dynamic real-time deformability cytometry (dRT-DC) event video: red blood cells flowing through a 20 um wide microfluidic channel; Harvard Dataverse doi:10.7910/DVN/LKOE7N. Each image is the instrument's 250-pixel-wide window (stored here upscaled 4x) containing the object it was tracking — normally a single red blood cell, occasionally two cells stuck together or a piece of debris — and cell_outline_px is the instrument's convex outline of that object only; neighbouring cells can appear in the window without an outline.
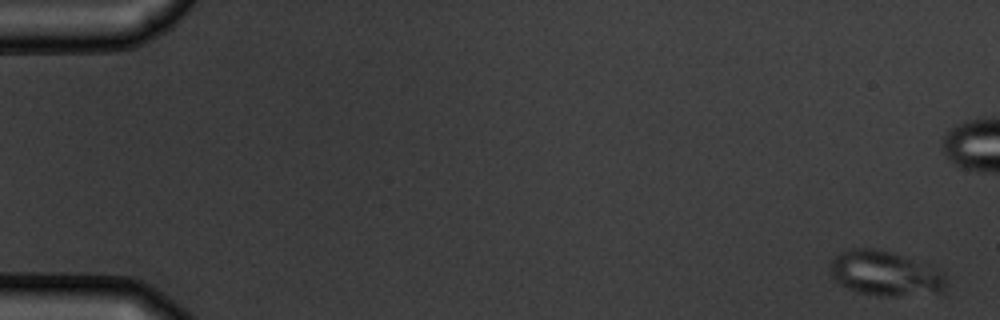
{"species": "common noctule bat (a hibernating species)", "species_latin": "Nyctalus noctula", "temperature_condition": "warm", "stored_images_in_passage": 6, "camera_frame_rate_fps": 3000, "um_per_image_px": 0.085, "animal": {"sex": "male", "body_mass_g": 19.5, "forearm_length_mm": 54.6}, "frame": {"image": 1, "passage_image": 1, "time_ms": 0.0, "image_size_px": [1000, 320], "cell_outline_px": [[944, 292], [892, 296], [880, 296], [860, 292], [848, 288], [840, 284], [832, 276], [832, 260], [840, 252], [848, 248], [880, 248], [940, 268], [944, 276]], "centroid_in_image_um": [75.26, 23.22], "position_along_channel_um": 9.7, "area_um2": 30.17}}